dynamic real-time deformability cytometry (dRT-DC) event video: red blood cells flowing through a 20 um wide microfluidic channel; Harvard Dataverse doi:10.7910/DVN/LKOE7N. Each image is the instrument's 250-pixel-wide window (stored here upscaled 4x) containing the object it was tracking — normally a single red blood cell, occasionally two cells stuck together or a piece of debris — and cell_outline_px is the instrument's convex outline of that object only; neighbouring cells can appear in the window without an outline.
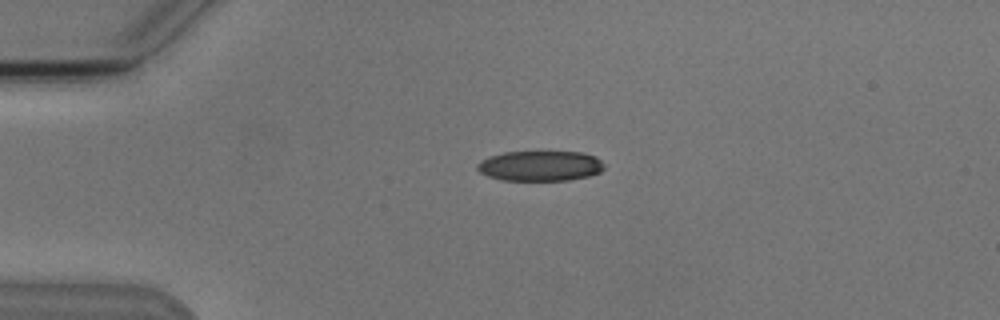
{"species": "Egyptian fruit bat (a non-hibernating species)", "species_latin": "Rousettus aegyptiacus", "temperature_condition": "cold", "stored_images_in_passage": 4, "camera_frame_rate_fps": 3000, "um_per_image_px": 0.085, "animal": {"sex": "male"}, "frame": {"image": 1, "passage_image": 3, "time_ms": 2.333, "image_size_px": [1000, 320], "cell_outline_px": [[604, 168], [600, 172], [588, 176], [568, 180], [500, 180], [488, 176], [480, 172], [476, 168], [476, 164], [480, 160], [504, 152], [584, 152], [596, 156], [604, 164]], "centroid_in_image_um": [45.92, 14.1], "position_along_channel_um": 39.1, "area_um2": 22.37}}